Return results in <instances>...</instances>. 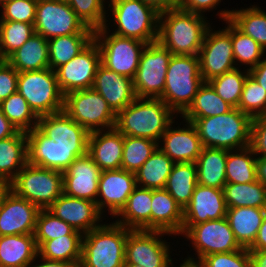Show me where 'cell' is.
<instances>
[{
	"label": "cell",
	"instance_id": "obj_1",
	"mask_svg": "<svg viewBox=\"0 0 266 267\" xmlns=\"http://www.w3.org/2000/svg\"><path fill=\"white\" fill-rule=\"evenodd\" d=\"M206 16L171 8L159 16L158 41L173 55H198L207 29Z\"/></svg>",
	"mask_w": 266,
	"mask_h": 267
},
{
	"label": "cell",
	"instance_id": "obj_2",
	"mask_svg": "<svg viewBox=\"0 0 266 267\" xmlns=\"http://www.w3.org/2000/svg\"><path fill=\"white\" fill-rule=\"evenodd\" d=\"M176 116L161 99L136 98L116 114L115 128L124 136L159 142Z\"/></svg>",
	"mask_w": 266,
	"mask_h": 267
},
{
	"label": "cell",
	"instance_id": "obj_3",
	"mask_svg": "<svg viewBox=\"0 0 266 267\" xmlns=\"http://www.w3.org/2000/svg\"><path fill=\"white\" fill-rule=\"evenodd\" d=\"M183 119L195 126L203 147L229 151L251 146L252 118L238 108L222 115Z\"/></svg>",
	"mask_w": 266,
	"mask_h": 267
},
{
	"label": "cell",
	"instance_id": "obj_4",
	"mask_svg": "<svg viewBox=\"0 0 266 267\" xmlns=\"http://www.w3.org/2000/svg\"><path fill=\"white\" fill-rule=\"evenodd\" d=\"M130 230L113 220L84 234L79 267H124Z\"/></svg>",
	"mask_w": 266,
	"mask_h": 267
},
{
	"label": "cell",
	"instance_id": "obj_5",
	"mask_svg": "<svg viewBox=\"0 0 266 267\" xmlns=\"http://www.w3.org/2000/svg\"><path fill=\"white\" fill-rule=\"evenodd\" d=\"M107 2H110L108 4L110 10L107 8V18L112 15V19L108 18L110 22L107 19L104 27L115 25L117 28L113 29L112 33L137 39L146 44L158 40L160 13L154 8L144 4L141 0H109ZM111 21L113 25H110Z\"/></svg>",
	"mask_w": 266,
	"mask_h": 267
},
{
	"label": "cell",
	"instance_id": "obj_6",
	"mask_svg": "<svg viewBox=\"0 0 266 267\" xmlns=\"http://www.w3.org/2000/svg\"><path fill=\"white\" fill-rule=\"evenodd\" d=\"M161 99L176 115L191 105L199 87L204 83L198 55H172Z\"/></svg>",
	"mask_w": 266,
	"mask_h": 267
},
{
	"label": "cell",
	"instance_id": "obj_7",
	"mask_svg": "<svg viewBox=\"0 0 266 267\" xmlns=\"http://www.w3.org/2000/svg\"><path fill=\"white\" fill-rule=\"evenodd\" d=\"M17 196L48 209L63 194V172L27 163L9 183Z\"/></svg>",
	"mask_w": 266,
	"mask_h": 267
},
{
	"label": "cell",
	"instance_id": "obj_8",
	"mask_svg": "<svg viewBox=\"0 0 266 267\" xmlns=\"http://www.w3.org/2000/svg\"><path fill=\"white\" fill-rule=\"evenodd\" d=\"M17 91L38 117L60 112L64 108V95L59 88L56 72L51 68L20 72Z\"/></svg>",
	"mask_w": 266,
	"mask_h": 267
},
{
	"label": "cell",
	"instance_id": "obj_9",
	"mask_svg": "<svg viewBox=\"0 0 266 267\" xmlns=\"http://www.w3.org/2000/svg\"><path fill=\"white\" fill-rule=\"evenodd\" d=\"M93 39L99 47L103 66L134 79L146 43L111 33L109 27L94 30Z\"/></svg>",
	"mask_w": 266,
	"mask_h": 267
},
{
	"label": "cell",
	"instance_id": "obj_10",
	"mask_svg": "<svg viewBox=\"0 0 266 267\" xmlns=\"http://www.w3.org/2000/svg\"><path fill=\"white\" fill-rule=\"evenodd\" d=\"M63 111L89 133L115 127L116 113L92 88L66 94Z\"/></svg>",
	"mask_w": 266,
	"mask_h": 267
},
{
	"label": "cell",
	"instance_id": "obj_11",
	"mask_svg": "<svg viewBox=\"0 0 266 267\" xmlns=\"http://www.w3.org/2000/svg\"><path fill=\"white\" fill-rule=\"evenodd\" d=\"M172 55L158 40L146 44L133 79L136 98L159 99L162 96Z\"/></svg>",
	"mask_w": 266,
	"mask_h": 267
},
{
	"label": "cell",
	"instance_id": "obj_12",
	"mask_svg": "<svg viewBox=\"0 0 266 267\" xmlns=\"http://www.w3.org/2000/svg\"><path fill=\"white\" fill-rule=\"evenodd\" d=\"M35 33L49 40L70 34H94L65 1L38 0Z\"/></svg>",
	"mask_w": 266,
	"mask_h": 267
},
{
	"label": "cell",
	"instance_id": "obj_13",
	"mask_svg": "<svg viewBox=\"0 0 266 267\" xmlns=\"http://www.w3.org/2000/svg\"><path fill=\"white\" fill-rule=\"evenodd\" d=\"M164 235L173 234L159 230H130L126 239L125 264L170 267L172 251L170 242L163 240Z\"/></svg>",
	"mask_w": 266,
	"mask_h": 267
},
{
	"label": "cell",
	"instance_id": "obj_14",
	"mask_svg": "<svg viewBox=\"0 0 266 267\" xmlns=\"http://www.w3.org/2000/svg\"><path fill=\"white\" fill-rule=\"evenodd\" d=\"M224 28L207 29L203 45L198 53L200 73L204 82L231 71L236 67L231 41V22L226 20ZM214 30V31H213Z\"/></svg>",
	"mask_w": 266,
	"mask_h": 267
},
{
	"label": "cell",
	"instance_id": "obj_15",
	"mask_svg": "<svg viewBox=\"0 0 266 267\" xmlns=\"http://www.w3.org/2000/svg\"><path fill=\"white\" fill-rule=\"evenodd\" d=\"M195 249L197 255L187 258L201 261L205 256L214 253H228L242 249L236 241L234 233L226 217L209 220L193 225L184 235Z\"/></svg>",
	"mask_w": 266,
	"mask_h": 267
},
{
	"label": "cell",
	"instance_id": "obj_16",
	"mask_svg": "<svg viewBox=\"0 0 266 267\" xmlns=\"http://www.w3.org/2000/svg\"><path fill=\"white\" fill-rule=\"evenodd\" d=\"M26 137L31 165L64 172L75 159L87 154L88 147H63L37 126L26 132Z\"/></svg>",
	"mask_w": 266,
	"mask_h": 267
},
{
	"label": "cell",
	"instance_id": "obj_17",
	"mask_svg": "<svg viewBox=\"0 0 266 267\" xmlns=\"http://www.w3.org/2000/svg\"><path fill=\"white\" fill-rule=\"evenodd\" d=\"M100 64L101 53L93 39L72 60L55 70L62 94L65 96L73 91L91 89Z\"/></svg>",
	"mask_w": 266,
	"mask_h": 267
},
{
	"label": "cell",
	"instance_id": "obj_18",
	"mask_svg": "<svg viewBox=\"0 0 266 267\" xmlns=\"http://www.w3.org/2000/svg\"><path fill=\"white\" fill-rule=\"evenodd\" d=\"M39 211L8 188L0 201V236L34 234Z\"/></svg>",
	"mask_w": 266,
	"mask_h": 267
},
{
	"label": "cell",
	"instance_id": "obj_19",
	"mask_svg": "<svg viewBox=\"0 0 266 267\" xmlns=\"http://www.w3.org/2000/svg\"><path fill=\"white\" fill-rule=\"evenodd\" d=\"M136 186L135 173L124 169L101 171L96 199L99 211L104 215L107 209L115 217Z\"/></svg>",
	"mask_w": 266,
	"mask_h": 267
},
{
	"label": "cell",
	"instance_id": "obj_20",
	"mask_svg": "<svg viewBox=\"0 0 266 267\" xmlns=\"http://www.w3.org/2000/svg\"><path fill=\"white\" fill-rule=\"evenodd\" d=\"M227 206L223 189L197 184L189 204L183 210V226L180 236L193 225L226 217Z\"/></svg>",
	"mask_w": 266,
	"mask_h": 267
},
{
	"label": "cell",
	"instance_id": "obj_21",
	"mask_svg": "<svg viewBox=\"0 0 266 267\" xmlns=\"http://www.w3.org/2000/svg\"><path fill=\"white\" fill-rule=\"evenodd\" d=\"M56 217L65 221L83 235L100 226L104 215L96 202L62 194L48 208Z\"/></svg>",
	"mask_w": 266,
	"mask_h": 267
},
{
	"label": "cell",
	"instance_id": "obj_22",
	"mask_svg": "<svg viewBox=\"0 0 266 267\" xmlns=\"http://www.w3.org/2000/svg\"><path fill=\"white\" fill-rule=\"evenodd\" d=\"M101 169L86 154L75 159L63 172V193L96 202Z\"/></svg>",
	"mask_w": 266,
	"mask_h": 267
},
{
	"label": "cell",
	"instance_id": "obj_23",
	"mask_svg": "<svg viewBox=\"0 0 266 267\" xmlns=\"http://www.w3.org/2000/svg\"><path fill=\"white\" fill-rule=\"evenodd\" d=\"M185 127H173L174 122L167 128L158 142V147L174 163H195L202 151V144L197 129L188 121Z\"/></svg>",
	"mask_w": 266,
	"mask_h": 267
},
{
	"label": "cell",
	"instance_id": "obj_24",
	"mask_svg": "<svg viewBox=\"0 0 266 267\" xmlns=\"http://www.w3.org/2000/svg\"><path fill=\"white\" fill-rule=\"evenodd\" d=\"M92 89L107 101L116 114L136 99L133 79L109 70L102 64L97 68Z\"/></svg>",
	"mask_w": 266,
	"mask_h": 267
},
{
	"label": "cell",
	"instance_id": "obj_25",
	"mask_svg": "<svg viewBox=\"0 0 266 267\" xmlns=\"http://www.w3.org/2000/svg\"><path fill=\"white\" fill-rule=\"evenodd\" d=\"M124 135L115 127L89 133L87 154L101 171L121 169Z\"/></svg>",
	"mask_w": 266,
	"mask_h": 267
},
{
	"label": "cell",
	"instance_id": "obj_26",
	"mask_svg": "<svg viewBox=\"0 0 266 267\" xmlns=\"http://www.w3.org/2000/svg\"><path fill=\"white\" fill-rule=\"evenodd\" d=\"M37 127L63 147H88L89 132L63 110L39 116Z\"/></svg>",
	"mask_w": 266,
	"mask_h": 267
},
{
	"label": "cell",
	"instance_id": "obj_27",
	"mask_svg": "<svg viewBox=\"0 0 266 267\" xmlns=\"http://www.w3.org/2000/svg\"><path fill=\"white\" fill-rule=\"evenodd\" d=\"M183 226V209L166 189L152 190L151 230L179 236Z\"/></svg>",
	"mask_w": 266,
	"mask_h": 267
},
{
	"label": "cell",
	"instance_id": "obj_28",
	"mask_svg": "<svg viewBox=\"0 0 266 267\" xmlns=\"http://www.w3.org/2000/svg\"><path fill=\"white\" fill-rule=\"evenodd\" d=\"M152 189L136 186L126 205L112 219L131 230H151ZM120 217V218H119Z\"/></svg>",
	"mask_w": 266,
	"mask_h": 267
},
{
	"label": "cell",
	"instance_id": "obj_29",
	"mask_svg": "<svg viewBox=\"0 0 266 267\" xmlns=\"http://www.w3.org/2000/svg\"><path fill=\"white\" fill-rule=\"evenodd\" d=\"M220 11V12H219ZM216 15L229 20L239 31L254 39L266 51V12L258 5L247 8L219 10Z\"/></svg>",
	"mask_w": 266,
	"mask_h": 267
},
{
	"label": "cell",
	"instance_id": "obj_30",
	"mask_svg": "<svg viewBox=\"0 0 266 267\" xmlns=\"http://www.w3.org/2000/svg\"><path fill=\"white\" fill-rule=\"evenodd\" d=\"M37 255L34 234L0 236V267H28Z\"/></svg>",
	"mask_w": 266,
	"mask_h": 267
},
{
	"label": "cell",
	"instance_id": "obj_31",
	"mask_svg": "<svg viewBox=\"0 0 266 267\" xmlns=\"http://www.w3.org/2000/svg\"><path fill=\"white\" fill-rule=\"evenodd\" d=\"M266 214V208L235 207L227 208L226 218L236 241L242 248H249L257 236Z\"/></svg>",
	"mask_w": 266,
	"mask_h": 267
},
{
	"label": "cell",
	"instance_id": "obj_32",
	"mask_svg": "<svg viewBox=\"0 0 266 267\" xmlns=\"http://www.w3.org/2000/svg\"><path fill=\"white\" fill-rule=\"evenodd\" d=\"M28 163L26 132L0 140V180L10 183Z\"/></svg>",
	"mask_w": 266,
	"mask_h": 267
},
{
	"label": "cell",
	"instance_id": "obj_33",
	"mask_svg": "<svg viewBox=\"0 0 266 267\" xmlns=\"http://www.w3.org/2000/svg\"><path fill=\"white\" fill-rule=\"evenodd\" d=\"M6 61L19 73L49 68L48 42L42 35L34 34Z\"/></svg>",
	"mask_w": 266,
	"mask_h": 267
},
{
	"label": "cell",
	"instance_id": "obj_34",
	"mask_svg": "<svg viewBox=\"0 0 266 267\" xmlns=\"http://www.w3.org/2000/svg\"><path fill=\"white\" fill-rule=\"evenodd\" d=\"M228 150L203 147L196 160L198 184L223 189L226 181Z\"/></svg>",
	"mask_w": 266,
	"mask_h": 267
},
{
	"label": "cell",
	"instance_id": "obj_35",
	"mask_svg": "<svg viewBox=\"0 0 266 267\" xmlns=\"http://www.w3.org/2000/svg\"><path fill=\"white\" fill-rule=\"evenodd\" d=\"M198 184L196 163H174L164 189L184 210Z\"/></svg>",
	"mask_w": 266,
	"mask_h": 267
},
{
	"label": "cell",
	"instance_id": "obj_36",
	"mask_svg": "<svg viewBox=\"0 0 266 267\" xmlns=\"http://www.w3.org/2000/svg\"><path fill=\"white\" fill-rule=\"evenodd\" d=\"M174 162L159 148L135 173L136 185L152 190L164 189Z\"/></svg>",
	"mask_w": 266,
	"mask_h": 267
},
{
	"label": "cell",
	"instance_id": "obj_37",
	"mask_svg": "<svg viewBox=\"0 0 266 267\" xmlns=\"http://www.w3.org/2000/svg\"><path fill=\"white\" fill-rule=\"evenodd\" d=\"M223 193L227 208H266V186L259 180L250 183H226Z\"/></svg>",
	"mask_w": 266,
	"mask_h": 267
},
{
	"label": "cell",
	"instance_id": "obj_38",
	"mask_svg": "<svg viewBox=\"0 0 266 267\" xmlns=\"http://www.w3.org/2000/svg\"><path fill=\"white\" fill-rule=\"evenodd\" d=\"M94 38V34H70L47 40L49 68L56 70L78 55Z\"/></svg>",
	"mask_w": 266,
	"mask_h": 267
},
{
	"label": "cell",
	"instance_id": "obj_39",
	"mask_svg": "<svg viewBox=\"0 0 266 267\" xmlns=\"http://www.w3.org/2000/svg\"><path fill=\"white\" fill-rule=\"evenodd\" d=\"M257 157L251 146L229 150L226 159L227 183H250L257 179Z\"/></svg>",
	"mask_w": 266,
	"mask_h": 267
},
{
	"label": "cell",
	"instance_id": "obj_40",
	"mask_svg": "<svg viewBox=\"0 0 266 267\" xmlns=\"http://www.w3.org/2000/svg\"><path fill=\"white\" fill-rule=\"evenodd\" d=\"M232 108L216 93L208 82H204L199 87L191 105L180 117L205 118L217 116L229 112Z\"/></svg>",
	"mask_w": 266,
	"mask_h": 267
},
{
	"label": "cell",
	"instance_id": "obj_41",
	"mask_svg": "<svg viewBox=\"0 0 266 267\" xmlns=\"http://www.w3.org/2000/svg\"><path fill=\"white\" fill-rule=\"evenodd\" d=\"M83 235H64L45 241L38 248V255L48 260L80 264Z\"/></svg>",
	"mask_w": 266,
	"mask_h": 267
},
{
	"label": "cell",
	"instance_id": "obj_42",
	"mask_svg": "<svg viewBox=\"0 0 266 267\" xmlns=\"http://www.w3.org/2000/svg\"><path fill=\"white\" fill-rule=\"evenodd\" d=\"M0 108L18 131L28 132L38 125L39 117L18 91L1 101Z\"/></svg>",
	"mask_w": 266,
	"mask_h": 267
},
{
	"label": "cell",
	"instance_id": "obj_43",
	"mask_svg": "<svg viewBox=\"0 0 266 267\" xmlns=\"http://www.w3.org/2000/svg\"><path fill=\"white\" fill-rule=\"evenodd\" d=\"M35 33L33 24L0 21V60H6Z\"/></svg>",
	"mask_w": 266,
	"mask_h": 267
},
{
	"label": "cell",
	"instance_id": "obj_44",
	"mask_svg": "<svg viewBox=\"0 0 266 267\" xmlns=\"http://www.w3.org/2000/svg\"><path fill=\"white\" fill-rule=\"evenodd\" d=\"M248 75L247 69L235 68L210 79L208 83L225 102L237 108Z\"/></svg>",
	"mask_w": 266,
	"mask_h": 267
},
{
	"label": "cell",
	"instance_id": "obj_45",
	"mask_svg": "<svg viewBox=\"0 0 266 267\" xmlns=\"http://www.w3.org/2000/svg\"><path fill=\"white\" fill-rule=\"evenodd\" d=\"M231 41L233 46V56L237 68L241 67V65H246L247 70L253 69L266 55L263 48L254 39L243 34L232 23Z\"/></svg>",
	"mask_w": 266,
	"mask_h": 267
},
{
	"label": "cell",
	"instance_id": "obj_46",
	"mask_svg": "<svg viewBox=\"0 0 266 267\" xmlns=\"http://www.w3.org/2000/svg\"><path fill=\"white\" fill-rule=\"evenodd\" d=\"M158 147V142L141 137L124 136L121 169L136 173Z\"/></svg>",
	"mask_w": 266,
	"mask_h": 267
},
{
	"label": "cell",
	"instance_id": "obj_47",
	"mask_svg": "<svg viewBox=\"0 0 266 267\" xmlns=\"http://www.w3.org/2000/svg\"><path fill=\"white\" fill-rule=\"evenodd\" d=\"M64 235H83L65 221L56 217L48 209H40L34 232L35 241L39 248L45 241L53 240Z\"/></svg>",
	"mask_w": 266,
	"mask_h": 267
},
{
	"label": "cell",
	"instance_id": "obj_48",
	"mask_svg": "<svg viewBox=\"0 0 266 267\" xmlns=\"http://www.w3.org/2000/svg\"><path fill=\"white\" fill-rule=\"evenodd\" d=\"M251 118L266 115V91L248 75L237 107Z\"/></svg>",
	"mask_w": 266,
	"mask_h": 267
},
{
	"label": "cell",
	"instance_id": "obj_49",
	"mask_svg": "<svg viewBox=\"0 0 266 267\" xmlns=\"http://www.w3.org/2000/svg\"><path fill=\"white\" fill-rule=\"evenodd\" d=\"M106 0H68L67 3L87 27L102 28L107 20Z\"/></svg>",
	"mask_w": 266,
	"mask_h": 267
},
{
	"label": "cell",
	"instance_id": "obj_50",
	"mask_svg": "<svg viewBox=\"0 0 266 267\" xmlns=\"http://www.w3.org/2000/svg\"><path fill=\"white\" fill-rule=\"evenodd\" d=\"M38 0H14L1 5L0 21H20L33 24Z\"/></svg>",
	"mask_w": 266,
	"mask_h": 267
},
{
	"label": "cell",
	"instance_id": "obj_51",
	"mask_svg": "<svg viewBox=\"0 0 266 267\" xmlns=\"http://www.w3.org/2000/svg\"><path fill=\"white\" fill-rule=\"evenodd\" d=\"M201 262L204 267H251L247 248L228 253H214L205 256Z\"/></svg>",
	"mask_w": 266,
	"mask_h": 267
},
{
	"label": "cell",
	"instance_id": "obj_52",
	"mask_svg": "<svg viewBox=\"0 0 266 267\" xmlns=\"http://www.w3.org/2000/svg\"><path fill=\"white\" fill-rule=\"evenodd\" d=\"M18 74L6 60H0V102L17 92Z\"/></svg>",
	"mask_w": 266,
	"mask_h": 267
},
{
	"label": "cell",
	"instance_id": "obj_53",
	"mask_svg": "<svg viewBox=\"0 0 266 267\" xmlns=\"http://www.w3.org/2000/svg\"><path fill=\"white\" fill-rule=\"evenodd\" d=\"M251 147L256 157H266V115L252 118Z\"/></svg>",
	"mask_w": 266,
	"mask_h": 267
},
{
	"label": "cell",
	"instance_id": "obj_54",
	"mask_svg": "<svg viewBox=\"0 0 266 267\" xmlns=\"http://www.w3.org/2000/svg\"><path fill=\"white\" fill-rule=\"evenodd\" d=\"M222 0H186L181 7L184 11L197 13L205 16V12L217 10Z\"/></svg>",
	"mask_w": 266,
	"mask_h": 267
},
{
	"label": "cell",
	"instance_id": "obj_55",
	"mask_svg": "<svg viewBox=\"0 0 266 267\" xmlns=\"http://www.w3.org/2000/svg\"><path fill=\"white\" fill-rule=\"evenodd\" d=\"M249 75L266 91V58L253 69L248 70Z\"/></svg>",
	"mask_w": 266,
	"mask_h": 267
},
{
	"label": "cell",
	"instance_id": "obj_56",
	"mask_svg": "<svg viewBox=\"0 0 266 267\" xmlns=\"http://www.w3.org/2000/svg\"><path fill=\"white\" fill-rule=\"evenodd\" d=\"M39 257V258H38ZM39 259V263L35 262ZM42 260V261H41ZM41 262V263H40ZM80 264L68 263L63 261L48 260L37 255L36 259L28 267H79Z\"/></svg>",
	"mask_w": 266,
	"mask_h": 267
},
{
	"label": "cell",
	"instance_id": "obj_57",
	"mask_svg": "<svg viewBox=\"0 0 266 267\" xmlns=\"http://www.w3.org/2000/svg\"><path fill=\"white\" fill-rule=\"evenodd\" d=\"M248 250H266V214L263 218L262 225L260 226L254 243Z\"/></svg>",
	"mask_w": 266,
	"mask_h": 267
},
{
	"label": "cell",
	"instance_id": "obj_58",
	"mask_svg": "<svg viewBox=\"0 0 266 267\" xmlns=\"http://www.w3.org/2000/svg\"><path fill=\"white\" fill-rule=\"evenodd\" d=\"M18 130L13 124L4 116L0 108V140L14 136Z\"/></svg>",
	"mask_w": 266,
	"mask_h": 267
},
{
	"label": "cell",
	"instance_id": "obj_59",
	"mask_svg": "<svg viewBox=\"0 0 266 267\" xmlns=\"http://www.w3.org/2000/svg\"><path fill=\"white\" fill-rule=\"evenodd\" d=\"M251 267H266V250H248Z\"/></svg>",
	"mask_w": 266,
	"mask_h": 267
},
{
	"label": "cell",
	"instance_id": "obj_60",
	"mask_svg": "<svg viewBox=\"0 0 266 267\" xmlns=\"http://www.w3.org/2000/svg\"><path fill=\"white\" fill-rule=\"evenodd\" d=\"M144 4L154 8L160 14L171 9L172 7L166 0H141Z\"/></svg>",
	"mask_w": 266,
	"mask_h": 267
},
{
	"label": "cell",
	"instance_id": "obj_61",
	"mask_svg": "<svg viewBox=\"0 0 266 267\" xmlns=\"http://www.w3.org/2000/svg\"><path fill=\"white\" fill-rule=\"evenodd\" d=\"M257 179L266 186V157H257Z\"/></svg>",
	"mask_w": 266,
	"mask_h": 267
},
{
	"label": "cell",
	"instance_id": "obj_62",
	"mask_svg": "<svg viewBox=\"0 0 266 267\" xmlns=\"http://www.w3.org/2000/svg\"><path fill=\"white\" fill-rule=\"evenodd\" d=\"M182 261H183V263H181V265H179L178 267H204L203 263L199 260L185 258ZM174 266L175 265L173 264V260H172L170 267H174Z\"/></svg>",
	"mask_w": 266,
	"mask_h": 267
},
{
	"label": "cell",
	"instance_id": "obj_63",
	"mask_svg": "<svg viewBox=\"0 0 266 267\" xmlns=\"http://www.w3.org/2000/svg\"><path fill=\"white\" fill-rule=\"evenodd\" d=\"M172 8H181L186 0H166Z\"/></svg>",
	"mask_w": 266,
	"mask_h": 267
},
{
	"label": "cell",
	"instance_id": "obj_64",
	"mask_svg": "<svg viewBox=\"0 0 266 267\" xmlns=\"http://www.w3.org/2000/svg\"><path fill=\"white\" fill-rule=\"evenodd\" d=\"M8 188H9V184L0 180V201H1L2 196L7 191Z\"/></svg>",
	"mask_w": 266,
	"mask_h": 267
},
{
	"label": "cell",
	"instance_id": "obj_65",
	"mask_svg": "<svg viewBox=\"0 0 266 267\" xmlns=\"http://www.w3.org/2000/svg\"><path fill=\"white\" fill-rule=\"evenodd\" d=\"M124 267H143L138 264H124Z\"/></svg>",
	"mask_w": 266,
	"mask_h": 267
},
{
	"label": "cell",
	"instance_id": "obj_66",
	"mask_svg": "<svg viewBox=\"0 0 266 267\" xmlns=\"http://www.w3.org/2000/svg\"><path fill=\"white\" fill-rule=\"evenodd\" d=\"M10 1H14V0H0V6L4 3L10 2Z\"/></svg>",
	"mask_w": 266,
	"mask_h": 267
}]
</instances>
